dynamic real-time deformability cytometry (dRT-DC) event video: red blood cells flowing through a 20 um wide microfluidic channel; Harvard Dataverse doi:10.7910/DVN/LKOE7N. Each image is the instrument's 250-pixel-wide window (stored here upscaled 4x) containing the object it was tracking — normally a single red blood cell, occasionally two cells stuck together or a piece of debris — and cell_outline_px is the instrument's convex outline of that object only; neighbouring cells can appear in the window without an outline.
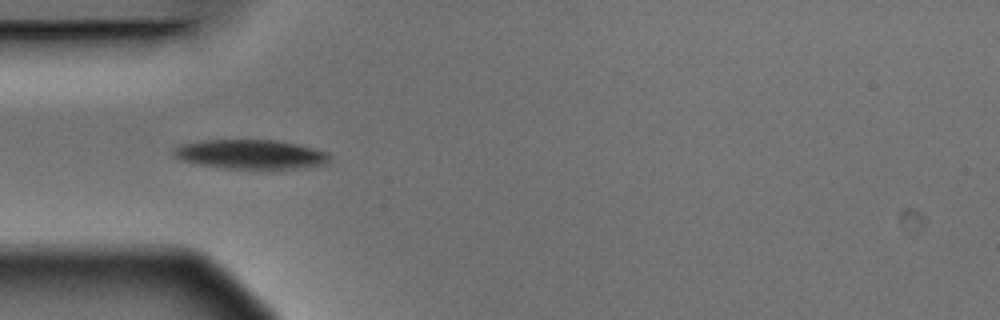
{"species": "Egyptian fruit bat (a non-hibernating species)", "species_latin": "Rousettus aegyptiacus", "temperature_condition": "warm", "stored_images_in_passage": 3, "camera_frame_rate_fps": 3000, "um_per_image_px": 0.085, "animal": {"sex": "male"}, "frame": {"image": 1, "passage_image": 2, "time_ms": 0.333, "image_size_px": [1000, 320], "cell_outline_px": [[332, 160], [328, 164], [292, 168], [224, 168], [200, 164], [180, 160], [172, 156], [172, 148], [180, 144], [204, 140], [276, 140], [300, 144], [328, 152], [332, 156]], "centroid_in_image_um": [21.31, 13.1], "position_along_channel_um": 63.7, "area_um2": 26.82}}
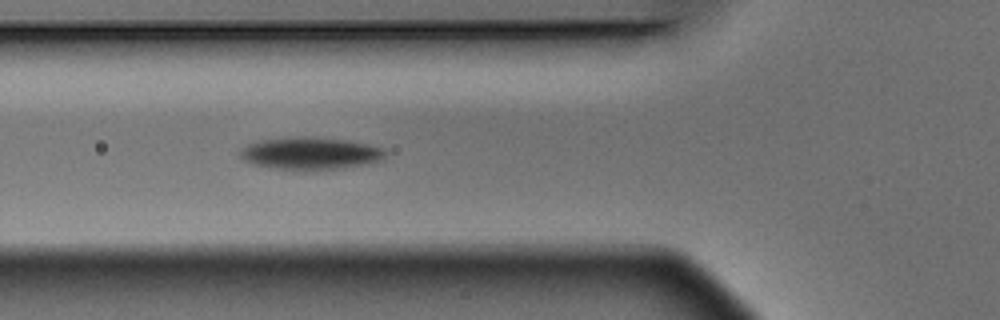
{"frame": {"image": 2, "passage_image": 3, "time_ms": 0.667, "image_size_px": [1000, 320], "cell_outline_px": [[384, 152], [380, 160], [360, 164], [336, 168], [272, 168], [252, 164], [244, 160], [236, 152], [240, 148], [248, 144], [264, 140], [300, 136], [312, 136], [348, 140], [384, 148]], "centroid_in_image_um": [26.28, 12.99], "position_along_channel_um": 99.5, "area_um2": 26.53}}